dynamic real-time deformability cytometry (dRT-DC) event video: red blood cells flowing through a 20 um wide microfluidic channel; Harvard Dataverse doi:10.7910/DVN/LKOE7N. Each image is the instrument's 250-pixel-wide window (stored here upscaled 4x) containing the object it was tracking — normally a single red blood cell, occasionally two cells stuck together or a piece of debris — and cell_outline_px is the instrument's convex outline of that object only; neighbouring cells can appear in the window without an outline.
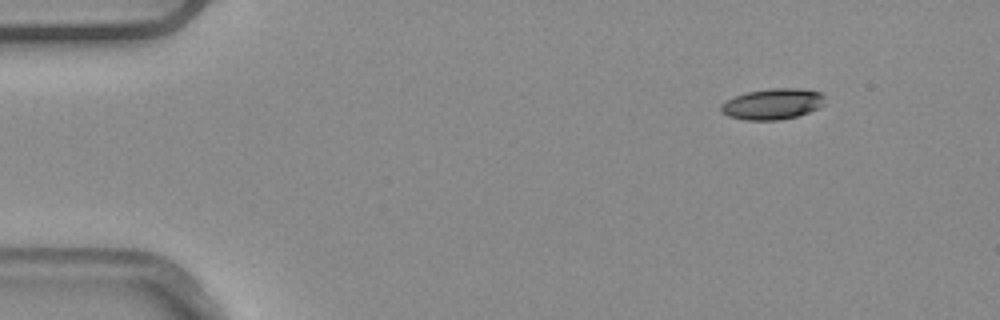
{"species": "common noctule bat (a hibernating species)", "species_latin": "Nyctalus noctula", "temperature_condition": "warm", "stored_images_in_passage": 3, "camera_frame_rate_fps": 3000, "um_per_image_px": 0.085, "animal": {"sex": "male", "body_mass_g": 20.4}, "frame": {"image": 1, "passage_image": 1, "time_ms": 0.0, "image_size_px": [1000, 320], "cell_outline_px": [[824, 104], [808, 112], [796, 116], [780, 120], [744, 120], [728, 116], [720, 108], [720, 104], [736, 96], [748, 92], [772, 88], [796, 88], [820, 92], [824, 96]], "centroid_in_image_um": [65.67, 8.84], "position_along_channel_um": 19.3, "area_um2": 18.44}}